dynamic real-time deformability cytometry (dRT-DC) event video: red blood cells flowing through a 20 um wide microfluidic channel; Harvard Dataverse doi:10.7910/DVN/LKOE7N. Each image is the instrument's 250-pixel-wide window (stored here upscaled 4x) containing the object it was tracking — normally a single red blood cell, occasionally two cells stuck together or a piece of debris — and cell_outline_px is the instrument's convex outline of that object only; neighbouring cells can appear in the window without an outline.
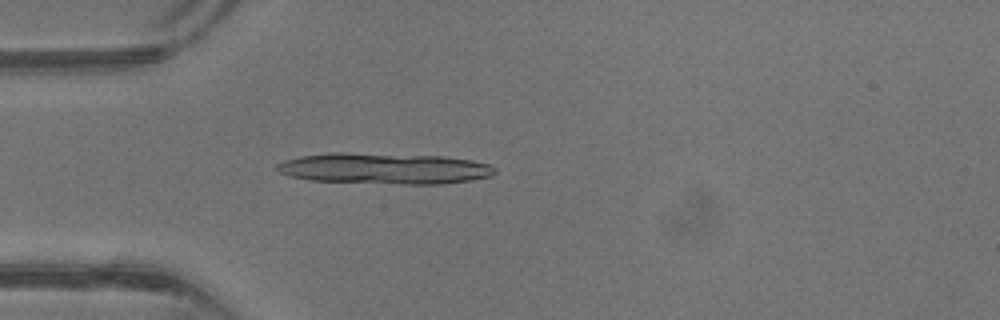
{"species": "common noctule bat (a hibernating species)", "species_latin": "Nyctalus noctula", "temperature_condition": "warm", "stored_images_in_passage": 41, "segment_of_instrument_passage": [1, 2], "camera_frame_rate_fps": 3000, "um_per_image_px": 0.085, "animal": {"sex": "male", "body_mass_g": 13.3}, "frame": {"image": 1, "passage_image": 12, "time_ms": 3.667, "image_size_px": [1000, 320], "cell_outline_px": [[496, 172], [492, 176], [472, 180], [444, 184], [396, 184], [312, 180], [292, 176], [280, 172], [276, 168], [276, 164], [284, 160], [300, 156], [332, 152], [344, 152], [444, 156], [472, 160], [492, 164], [496, 168]], "centroid_in_image_um": [32.74, 14.31], "position_along_channel_um": 52.3, "area_um2": 39.71}}